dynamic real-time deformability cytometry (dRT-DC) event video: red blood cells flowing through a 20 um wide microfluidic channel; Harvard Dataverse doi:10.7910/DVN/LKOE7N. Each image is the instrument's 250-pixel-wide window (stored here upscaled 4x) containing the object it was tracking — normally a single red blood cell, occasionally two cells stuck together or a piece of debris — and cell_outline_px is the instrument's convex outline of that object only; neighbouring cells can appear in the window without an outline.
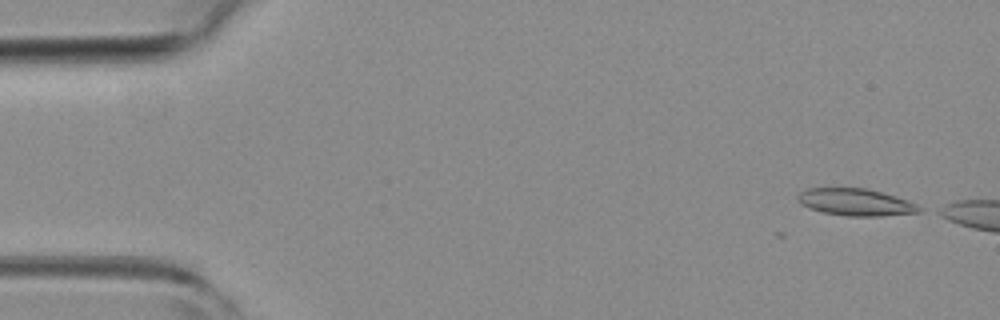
{"species": "common noctule bat (a hibernating species)", "species_latin": "Nyctalus noctula", "temperature_condition": "room temperature", "stored_images_in_passage": 5, "camera_frame_rate_fps": 3000, "um_per_image_px": 0.085, "animal": {"sex": "female", "body_mass_g": 19.3, "forearm_length_mm": 54.1}, "frame": {"image": 1, "passage_image": 1, "time_ms": 0.0, "image_size_px": [1000, 320], "cell_outline_px": [[924, 208], [920, 212], [880, 216], [848, 216], [824, 212], [808, 208], [800, 204], [796, 200], [796, 196], [800, 192], [808, 188], [868, 188], [896, 196], [908, 200]], "centroid_in_image_um": [72.73, 17.18], "position_along_channel_um": 12.3, "area_um2": 19.31}}